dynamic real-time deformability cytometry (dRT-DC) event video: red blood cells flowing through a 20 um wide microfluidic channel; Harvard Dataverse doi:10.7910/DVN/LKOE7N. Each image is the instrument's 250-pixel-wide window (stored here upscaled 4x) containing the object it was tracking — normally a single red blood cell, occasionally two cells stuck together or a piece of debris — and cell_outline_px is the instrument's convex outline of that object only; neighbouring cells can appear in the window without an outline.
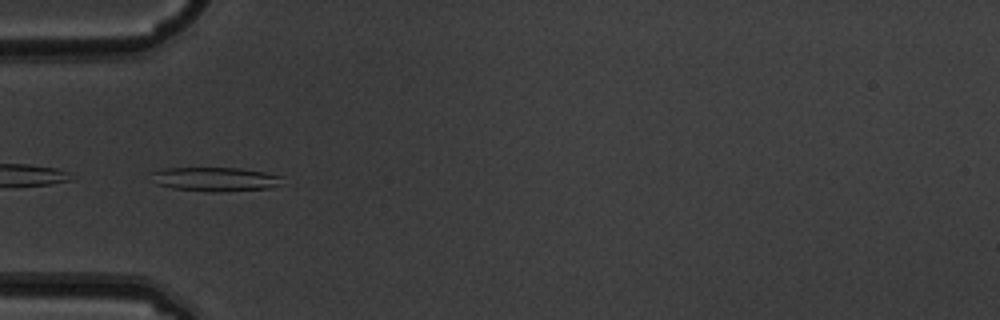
{"species": "common noctule bat (a hibernating species)", "species_latin": "Nyctalus noctula", "temperature_condition": "warm", "stored_images_in_passage": 7, "camera_frame_rate_fps": 3000, "um_per_image_px": 0.085, "animal": {"sex": "male", "body_mass_g": 19.5, "forearm_length_mm": 54.6}, "frame": {"image": 1, "passage_image": 4, "time_ms": 1.0, "image_size_px": [1000, 320], "cell_outline_px": [[284, 176], [280, 184], [268, 188], [220, 192], [212, 192], [172, 188], [156, 184], [148, 172], [164, 168], [240, 168], [264, 172]], "centroid_in_image_um": [18.26, 15.23], "position_along_channel_um": 66.7, "area_um2": 18.5}}
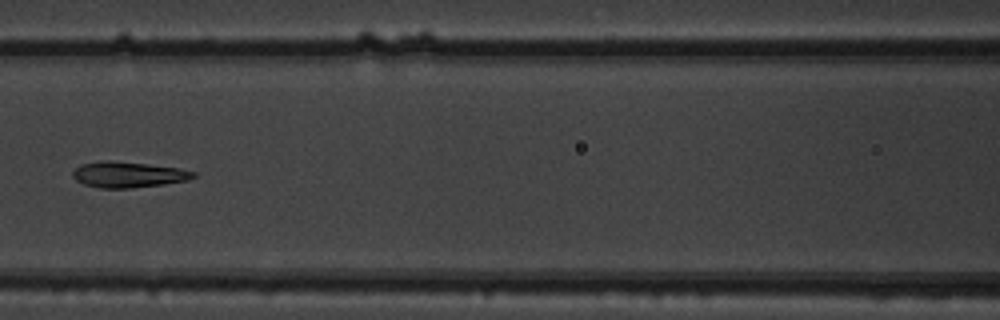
{"frame": {"image": 2, "passage_image": 6, "time_ms": 1.667, "image_size_px": [1000, 320], "cell_outline_px": [[196, 176], [188, 180], [160, 184], [128, 188], [100, 188], [84, 184], [76, 180], [72, 176], [72, 172], [80, 164], [104, 160], [112, 160], [148, 164], [180, 168], [196, 172]], "centroid_in_image_um": [10.87, 14.82], "position_along_channel_um": 155.7, "area_um2": 18.09}}
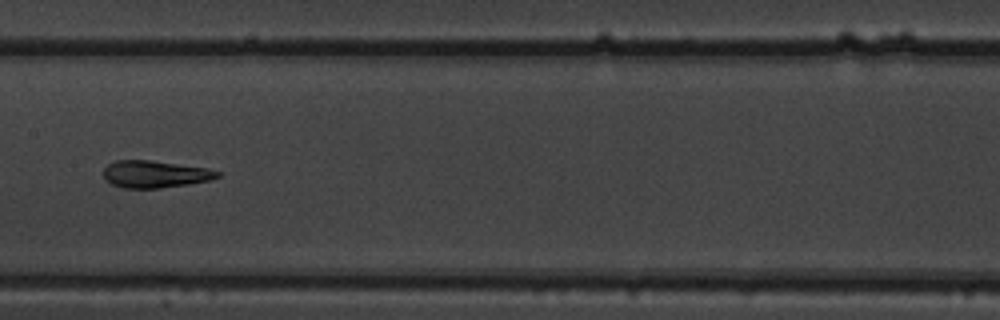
{"frame": {"image": 3, "passage_image": 7, "time_ms": 2.0, "image_size_px": [1000, 320], "cell_outline_px": [[220, 176], [208, 180], [188, 184], [160, 188], [124, 188], [112, 184], [104, 176], [104, 168], [108, 164], [116, 160], [152, 160], [208, 168], [220, 172]], "centroid_in_image_um": [13.18, 14.79], "position_along_channel_um": 194.2, "area_um2": 17.92}}